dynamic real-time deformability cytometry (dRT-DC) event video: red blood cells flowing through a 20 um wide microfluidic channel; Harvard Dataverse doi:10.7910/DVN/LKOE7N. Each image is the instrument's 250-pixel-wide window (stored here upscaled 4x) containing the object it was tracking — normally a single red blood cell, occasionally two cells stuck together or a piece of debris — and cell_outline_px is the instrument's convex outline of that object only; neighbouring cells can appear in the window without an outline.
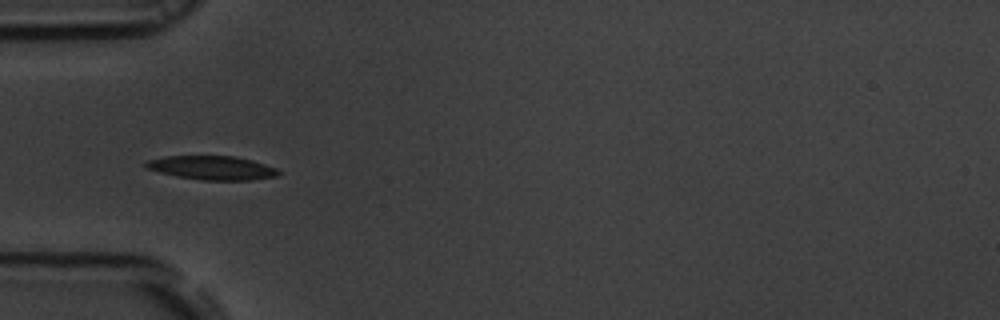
{"species": "common noctule bat (a hibernating species)", "species_latin": "Nyctalus noctula", "temperature_condition": "room temperature", "stored_images_in_passage": 38, "camera_frame_rate_fps": 3000, "um_per_image_px": 0.085, "animal": {"sex": "male", "body_mass_g": 19.5, "forearm_length_mm": 54.6}, "frame": {"image": 1, "passage_image": 1, "time_ms": 0.0, "image_size_px": [1000, 320], "cell_outline_px": [[280, 172], [276, 176], [252, 180], [200, 180], [176, 176], [144, 168], [144, 164], [148, 160], [164, 156], [236, 156], [252, 160], [276, 168]], "centroid_in_image_um": [18.0, 14.26], "position_along_channel_um": 67.0, "area_um2": 18.44}}
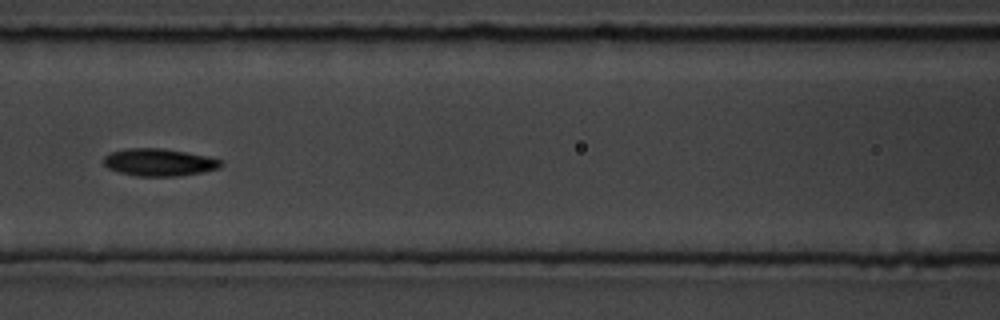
{"frame": {"image": 2, "passage_image": 8, "time_ms": 2.333, "image_size_px": [1000, 320], "cell_outline_px": [[220, 168], [204, 172], [176, 176], [136, 176], [120, 172], [108, 168], [104, 164], [104, 156], [108, 152], [124, 148], [160, 148], [208, 156], [220, 160]], "centroid_in_image_um": [13.48, 13.79], "position_along_channel_um": 153.1, "area_um2": 18.67}}
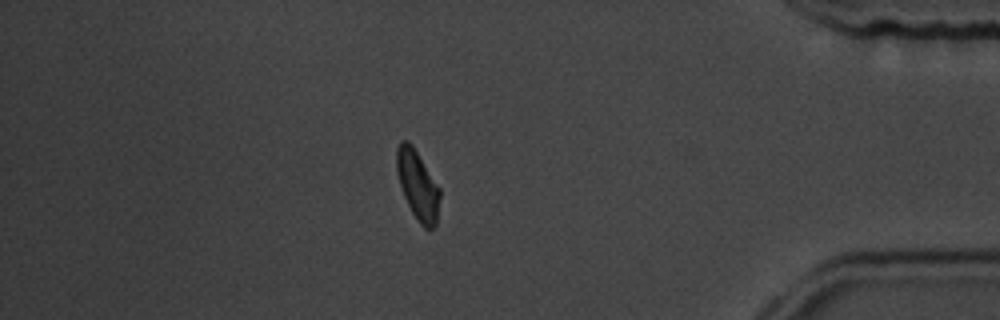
{"frame": {"image": 3, "passage_image": 31, "time_ms": 10.0, "image_size_px": [1000, 320], "cell_outline_px": [[440, 196], [436, 224], [432, 228], [424, 228], [420, 224], [412, 212], [400, 188], [396, 172], [396, 148], [400, 140], [408, 140], [412, 144], [440, 188]], "centroid_in_image_um": [35.48, 15.7], "position_along_channel_um": 399.7, "area_um2": 17.51}, "authors_computed_cell_mechanics": {"area_um2": 18.0336, "velocity_mm_per_s": 3.7065, "shape_relaxation_time_tau1_ms": 3.598, "shape_relaxation_time_tau2_ms": null, "deformation_change_tau1": 0.1303, "deformation_change_tau2": null}}